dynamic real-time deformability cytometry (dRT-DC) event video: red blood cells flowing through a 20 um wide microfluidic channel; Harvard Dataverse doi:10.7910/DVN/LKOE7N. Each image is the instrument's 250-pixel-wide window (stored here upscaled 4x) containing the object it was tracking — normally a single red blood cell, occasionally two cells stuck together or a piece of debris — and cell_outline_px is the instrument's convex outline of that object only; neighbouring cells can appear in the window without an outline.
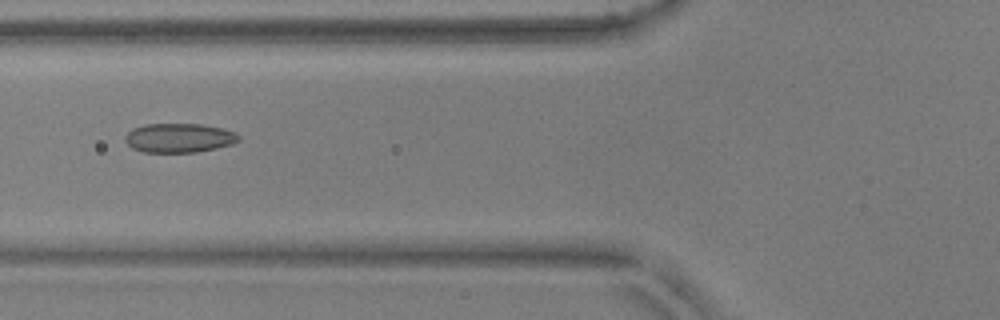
{"species": "common noctule bat (a hibernating species)", "species_latin": "Nyctalus noctula", "temperature_condition": "warm", "stored_images_in_passage": 53, "camera_frame_rate_fps": 3000, "um_per_image_px": 0.085, "animal": {"sex": "male", "body_mass_g": 17.9, "forearm_length_mm": 54.2}, "frame": {"image": 1, "passage_image": 21, "time_ms": 6.667, "image_size_px": [1000, 320], "cell_outline_px": [[240, 140], [232, 144], [216, 148], [196, 152], [144, 152], [132, 148], [124, 140], [124, 136], [132, 128], [144, 124], [200, 124], [224, 128], [236, 132], [240, 136]], "centroid_in_image_um": [15.23, 11.71], "position_along_channel_um": 110.6, "area_um2": 19.48}}
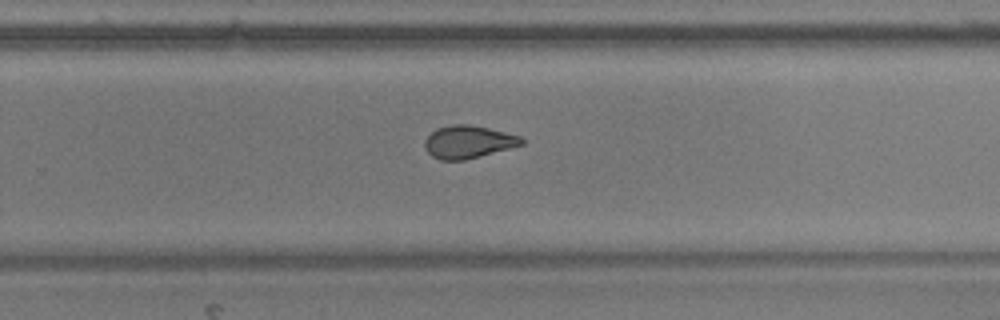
{"frame": {"image": 2, "passage_image": 35, "time_ms": 11.333, "image_size_px": [1000, 320], "cell_outline_px": [[524, 144], [480, 156], [464, 160], [440, 160], [432, 156], [424, 148], [424, 140], [436, 128], [452, 124], [468, 124], [488, 128], [520, 136], [524, 140]], "centroid_in_image_um": [39.77, 12.06], "position_along_channel_um": 290.0, "area_um2": 18.38}}
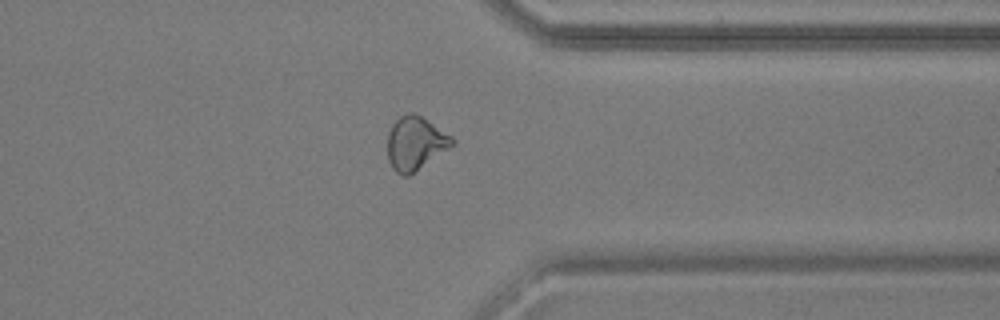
{"frame": {"image": 3, "passage_image": 42, "time_ms": 13.667, "image_size_px": [1000, 320], "cell_outline_px": [[456, 144], [408, 176], [404, 176], [396, 172], [392, 168], [388, 160], [388, 132], [392, 124], [400, 116], [408, 112], [412, 112], [420, 116], [452, 136], [456, 140]], "centroid_in_image_um": [35.31, 12.18], "position_along_channel_um": 376.1, "area_um2": 20.11}, "authors_computed_cell_mechanics": {"area_um2": 19.7676, "velocity_mm_per_s": 3.842, "shape_relaxation_time_tau1_ms": 9.5821, "shape_relaxation_time_tau2_ms": 2.2408, "deformation_change_tau1": 0.1913, "deformation_change_tau2": 0.0703}}